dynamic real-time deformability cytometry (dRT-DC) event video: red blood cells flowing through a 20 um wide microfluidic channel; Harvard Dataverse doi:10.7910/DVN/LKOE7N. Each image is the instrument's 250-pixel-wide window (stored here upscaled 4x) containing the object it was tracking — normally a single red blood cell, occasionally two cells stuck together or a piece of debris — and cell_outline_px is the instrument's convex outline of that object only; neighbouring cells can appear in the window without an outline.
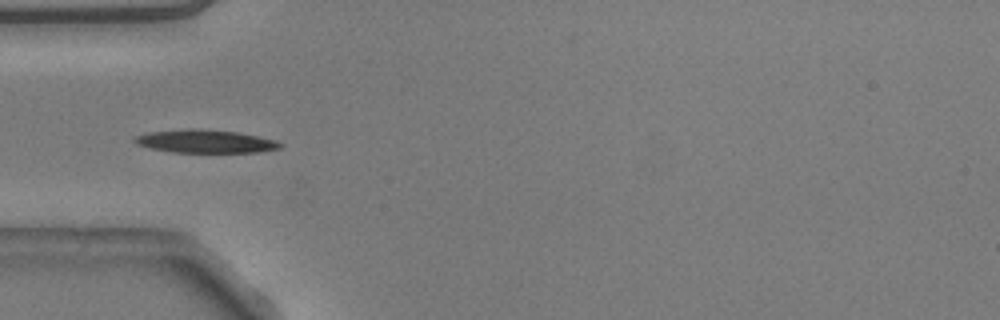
{"species": "common noctule bat (a hibernating species)", "species_latin": "Nyctalus noctula", "temperature_condition": "warm", "stored_images_in_passage": 19, "camera_frame_rate_fps": 3000, "um_per_image_px": 0.085, "animal": {"sex": "male", "body_mass_g": 20.5, "forearm_length_mm": 52.5}, "frame": {"image": 1, "passage_image": 4, "time_ms": 1.0, "image_size_px": [1000, 320], "cell_outline_px": [[284, 144], [280, 148], [260, 152], [172, 152], [152, 148], [136, 144], [132, 140], [132, 136], [148, 132], [184, 128], [200, 128], [236, 132], [276, 140]], "centroid_in_image_um": [17.41, 12.0], "position_along_channel_um": 67.6, "area_um2": 19.77}}